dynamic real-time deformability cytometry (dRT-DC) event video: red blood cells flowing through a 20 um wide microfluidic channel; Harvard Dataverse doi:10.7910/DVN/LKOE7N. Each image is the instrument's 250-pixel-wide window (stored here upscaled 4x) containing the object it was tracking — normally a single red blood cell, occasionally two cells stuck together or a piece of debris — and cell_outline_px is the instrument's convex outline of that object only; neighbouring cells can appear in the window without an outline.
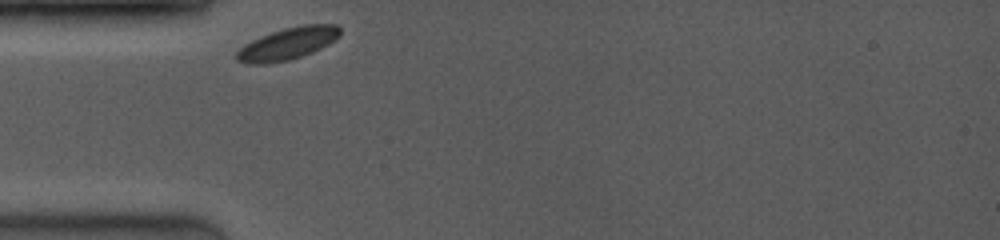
{"species": "common noctule bat (a hibernating species)", "species_latin": "Nyctalus noctula", "temperature_condition": "room temperature", "stored_images_in_passage": 38, "camera_frame_rate_fps": 4000, "um_per_image_px": 0.085, "animal": {"sex": "female", "body_mass_g": 19.0, "forearm_length_mm": 53.3}, "frame": {"image": 1, "passage_image": 1, "time_ms": 0.0, "image_size_px": [1000, 240], "cell_outline_px": [[340, 36], [320, 48], [312, 52], [288, 60], [236, 60], [236, 52], [244, 44], [260, 36], [284, 28], [304, 24], [336, 24], [340, 28]], "centroid_in_image_um": [24.56, 3.62], "position_along_channel_um": 60.4, "area_um2": 18.21}}
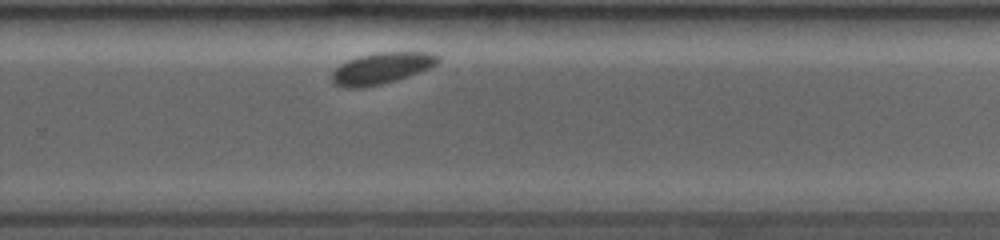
{"frame": {"image": 2, "passage_image": 27, "time_ms": 6.5, "image_size_px": [1000, 240], "cell_outline_px": [[440, 60], [436, 64], [428, 68], [396, 80], [380, 84], [360, 88], [344, 88], [336, 84], [332, 80], [332, 72], [336, 68], [348, 60], [360, 56], [380, 52], [432, 52], [440, 56]], "centroid_in_image_um": [32.44, 5.79], "position_along_channel_um": 297.4, "area_um2": 19.07}}
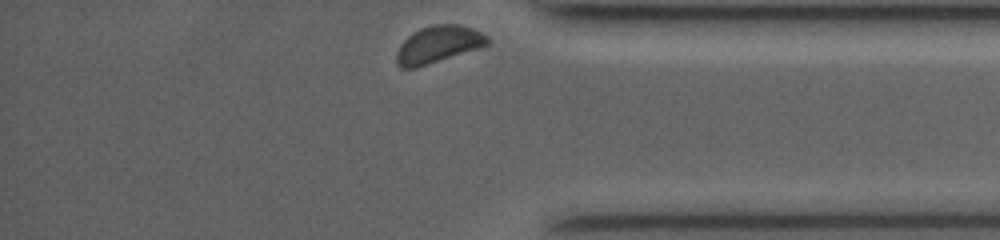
{"frame": {"image": 3, "passage_image": 38, "time_ms": 9.25, "image_size_px": [1000, 240], "cell_outline_px": [[488, 44], [416, 68], [400, 68], [396, 60], [396, 56], [400, 44], [408, 36], [420, 28], [432, 24], [456, 24], [472, 28], [488, 36]], "centroid_in_image_um": [37.21, 3.76], "position_along_channel_um": 398.0, "area_um2": 19.19}}